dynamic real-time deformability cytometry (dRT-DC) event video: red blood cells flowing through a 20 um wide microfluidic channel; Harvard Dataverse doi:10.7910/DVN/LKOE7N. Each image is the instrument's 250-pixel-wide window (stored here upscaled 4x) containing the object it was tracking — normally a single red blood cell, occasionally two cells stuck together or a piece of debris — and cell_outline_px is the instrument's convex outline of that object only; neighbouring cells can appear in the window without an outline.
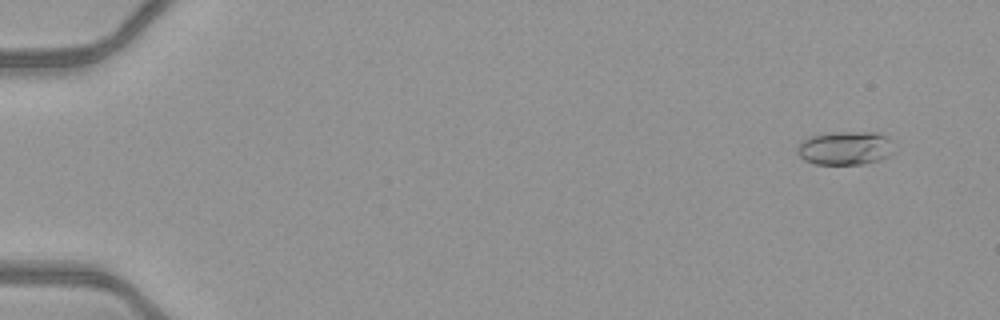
{"species": "common noctule bat (a hibernating species)", "species_latin": "Nyctalus noctula", "temperature_condition": "warm", "stored_images_in_passage": 10, "camera_frame_rate_fps": 3000, "um_per_image_px": 0.085, "animal": {"sex": "female", "body_mass_g": 21.9}, "frame": {"image": 1, "passage_image": 4, "time_ms": 1.0, "image_size_px": [1000, 320], "cell_outline_px": [[896, 152], [880, 160], [864, 164], [816, 164], [804, 160], [800, 156], [796, 148], [808, 136], [832, 132], [880, 132], [888, 136]], "centroid_in_image_um": [71.9, 12.58], "position_along_channel_um": 13.1, "area_um2": 19.25}}